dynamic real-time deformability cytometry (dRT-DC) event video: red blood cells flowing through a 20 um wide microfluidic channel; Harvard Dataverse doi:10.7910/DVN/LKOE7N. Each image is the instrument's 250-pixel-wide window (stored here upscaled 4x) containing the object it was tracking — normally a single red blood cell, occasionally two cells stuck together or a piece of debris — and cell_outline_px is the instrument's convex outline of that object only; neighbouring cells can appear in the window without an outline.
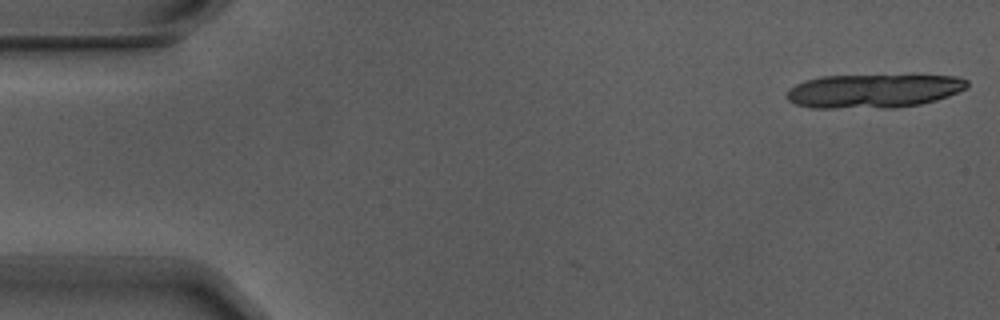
{"species": "Egyptian fruit bat (a non-hibernating species)", "species_latin": "Rousettus aegyptiacus", "temperature_condition": "warm", "stored_images_in_passage": 5, "camera_frame_rate_fps": 3000, "um_per_image_px": 0.085, "animal": {"sex": "male"}, "frame": {"image": 1, "passage_image": 1, "time_ms": 0.0, "image_size_px": [1000, 320], "cell_outline_px": [[968, 84], [964, 88], [948, 96], [936, 100], [920, 104], [896, 108], [812, 108], [796, 104], [788, 100], [788, 88], [804, 80], [824, 76], [956, 76], [968, 80]], "centroid_in_image_um": [74.21, 7.74], "position_along_channel_um": 10.8, "area_um2": 35.26}}
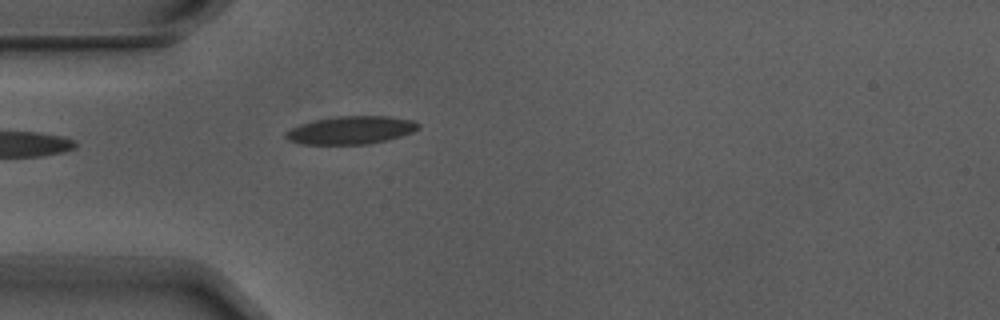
{"frame": {"image": 2, "passage_image": 5, "time_ms": 1.333, "image_size_px": [1000, 320], "cell_outline_px": [[420, 128], [412, 132], [400, 136], [368, 144], [300, 144], [288, 140], [284, 136], [284, 132], [300, 124], [312, 120], [336, 116], [388, 116], [412, 120], [420, 124]], "centroid_in_image_um": [29.79, 11.05], "position_along_channel_um": 55.2, "area_um2": 21.62}}